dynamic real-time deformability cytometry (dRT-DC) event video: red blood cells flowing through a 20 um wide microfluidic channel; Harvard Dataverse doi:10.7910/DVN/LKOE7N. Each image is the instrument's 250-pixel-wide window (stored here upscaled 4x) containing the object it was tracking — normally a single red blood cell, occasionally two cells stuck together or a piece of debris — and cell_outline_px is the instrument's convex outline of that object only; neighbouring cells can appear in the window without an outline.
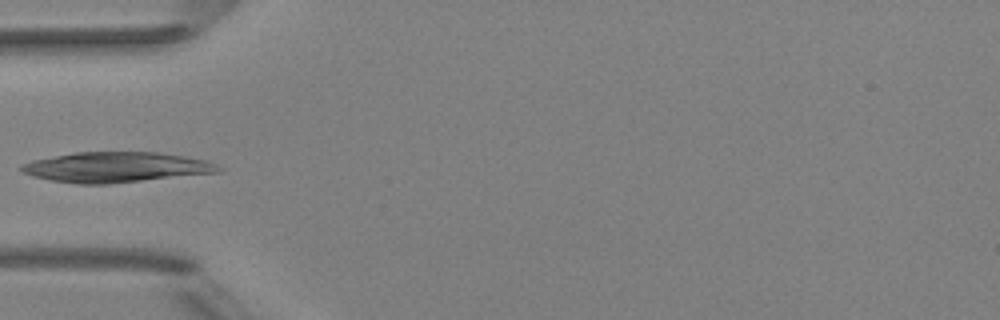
{"species": "Egyptian fruit bat (a non-hibernating species)", "species_latin": "Rousettus aegyptiacus", "temperature_condition": "room temperature", "stored_images_in_passage": 4, "camera_frame_rate_fps": 3000, "um_per_image_px": 0.085, "animal": {"sex": "female"}, "frame": {"image": 1, "passage_image": 3, "time_ms": 3.333, "image_size_px": [1000, 320], "cell_outline_px": [[224, 168], [220, 172], [108, 184], [76, 184], [52, 180], [32, 176], [24, 172], [20, 168], [20, 164], [32, 160], [76, 152], [160, 152], [208, 160]], "centroid_in_image_um": [9.89, 14.21], "position_along_channel_um": 75.1, "area_um2": 34.8}}
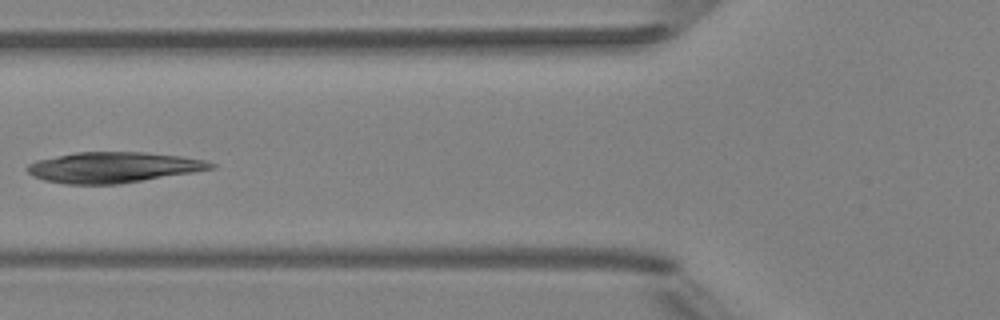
{"frame": {"image": 2, "passage_image": 4, "time_ms": 4.333, "image_size_px": [1000, 320], "cell_outline_px": [[216, 168], [120, 184], [64, 184], [44, 180], [32, 176], [24, 168], [28, 164], [36, 160], [76, 152], [144, 152], [180, 156], [204, 160], [216, 164]], "centroid_in_image_um": [9.59, 14.23], "position_along_channel_um": 116.2, "area_um2": 32.77}}